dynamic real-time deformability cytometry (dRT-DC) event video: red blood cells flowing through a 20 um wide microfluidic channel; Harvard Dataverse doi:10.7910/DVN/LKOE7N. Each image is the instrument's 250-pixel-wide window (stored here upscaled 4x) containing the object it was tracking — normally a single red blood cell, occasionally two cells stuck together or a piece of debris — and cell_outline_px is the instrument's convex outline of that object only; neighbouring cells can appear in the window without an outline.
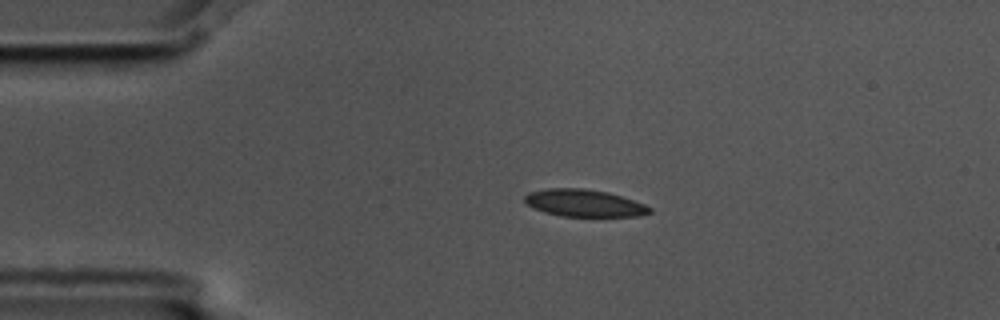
{"species": "common noctule bat (a hibernating species)", "species_latin": "Nyctalus noctula", "temperature_condition": "cold", "stored_images_in_passage": 14, "camera_frame_rate_fps": 3000, "um_per_image_px": 0.085, "animal": {"sex": "male", "body_mass_g": 17.5, "forearm_length_mm": 52.3}, "frame": {"image": 1, "passage_image": 3, "time_ms": 0.667, "image_size_px": [1000, 320], "cell_outline_px": [[652, 212], [636, 216], [560, 216], [544, 212], [532, 208], [524, 200], [524, 196], [528, 192], [548, 188], [584, 188], [608, 192], [644, 204], [652, 208]], "centroid_in_image_um": [49.61, 17.26], "position_along_channel_um": 35.4, "area_um2": 19.77}}
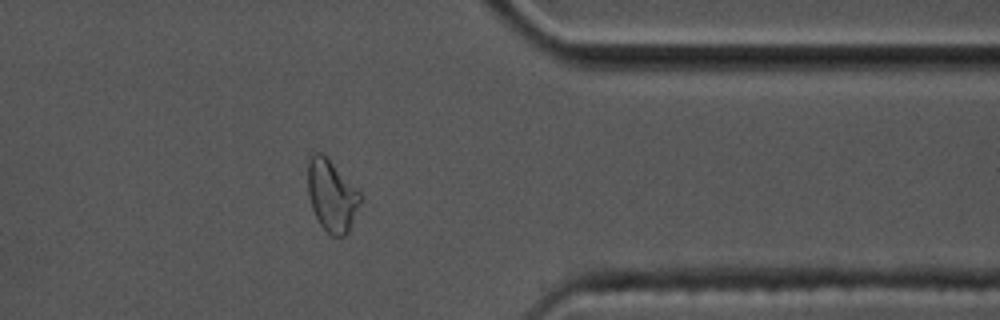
{"frame": {"image": 2, "passage_image": 12, "time_ms": 3.667, "image_size_px": [1000, 320], "cell_outline_px": [[360, 204], [348, 232], [344, 236], [332, 236], [320, 224], [312, 208], [308, 196], [308, 160], [312, 152], [324, 152], [360, 192]], "centroid_in_image_um": [28.18, 16.58], "position_along_channel_um": 383.2, "area_um2": 21.96}}
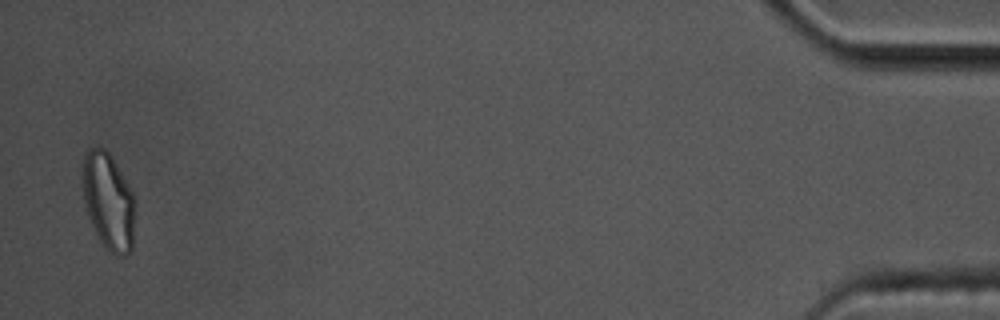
{"frame": {"image": 3, "passage_image": 14, "time_ms": 4.333, "image_size_px": [1000, 320], "cell_outline_px": [[132, 248], [124, 256], [116, 256], [104, 248], [96, 236], [92, 228], [84, 204], [80, 184], [84, 152], [88, 148], [104, 148], [112, 156], [132, 192]], "centroid_in_image_um": [9.12, 17.09], "position_along_channel_um": 426.1, "area_um2": 29.77}}